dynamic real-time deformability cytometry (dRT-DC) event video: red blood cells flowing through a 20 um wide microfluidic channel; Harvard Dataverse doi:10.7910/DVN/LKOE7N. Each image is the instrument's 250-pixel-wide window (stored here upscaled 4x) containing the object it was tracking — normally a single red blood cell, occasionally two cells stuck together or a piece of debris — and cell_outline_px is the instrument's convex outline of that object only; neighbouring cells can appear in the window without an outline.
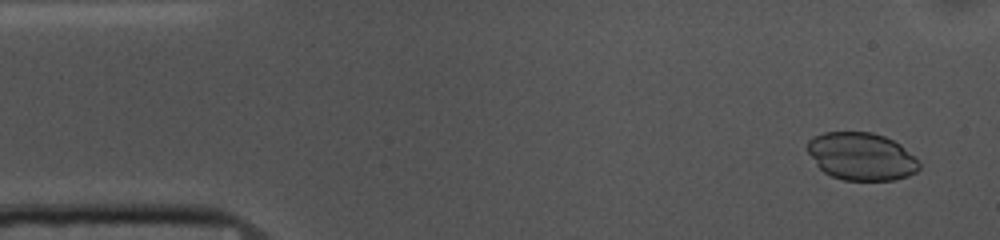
{"species": "common noctule bat (a hibernating species)", "species_latin": "Nyctalus noctula", "temperature_condition": "cold", "stored_images_in_passage": 54, "camera_frame_rate_fps": 3000, "um_per_image_px": 0.085, "animal": {"sex": "female", "body_mass_g": 10.0, "forearm_length_mm": 53.1}, "frame": {"image": 1, "passage_image": 3, "time_ms": 0.667, "image_size_px": [1000, 240], "cell_outline_px": [[920, 168], [916, 172], [908, 176], [896, 180], [844, 180], [832, 176], [824, 172], [816, 164], [808, 152], [808, 140], [824, 132], [872, 132], [884, 136], [900, 144], [920, 164]], "centroid_in_image_um": [73.21, 13.3], "position_along_channel_um": 11.8, "area_um2": 30.81}}
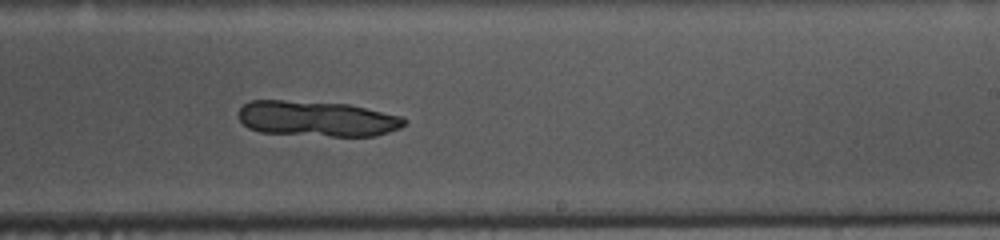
{"frame": {"image": 2, "passage_image": 31, "time_ms": 10.0, "image_size_px": [1000, 240], "cell_outline_px": [[408, 124], [400, 128], [376, 136], [332, 136], [260, 132], [248, 128], [236, 116], [240, 108], [248, 100], [280, 100], [348, 104], [400, 116], [408, 120]], "centroid_in_image_um": [26.93, 10.09], "position_along_channel_um": 262.1, "area_um2": 34.33}}